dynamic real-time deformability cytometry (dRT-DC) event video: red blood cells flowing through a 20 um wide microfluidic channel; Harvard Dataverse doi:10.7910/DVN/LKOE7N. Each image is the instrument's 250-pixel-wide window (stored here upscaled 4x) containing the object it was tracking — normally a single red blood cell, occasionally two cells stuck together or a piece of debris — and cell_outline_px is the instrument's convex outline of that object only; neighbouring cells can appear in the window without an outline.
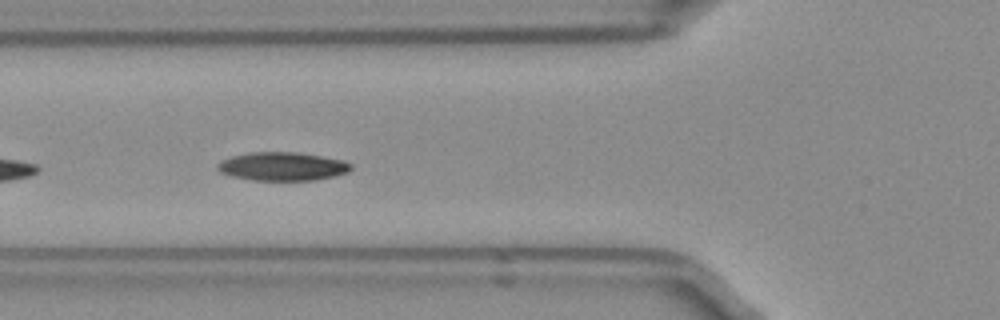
{"species": "Egyptian fruit bat (a non-hibernating species)", "species_latin": "Rousettus aegyptiacus", "temperature_condition": "room temperature", "stored_images_in_passage": 15, "camera_frame_rate_fps": 3000, "um_per_image_px": 0.085, "frame": {"image": 1, "passage_image": 5, "time_ms": 1.333, "image_size_px": [1000, 320], "cell_outline_px": [[352, 168], [348, 172], [316, 180], [252, 180], [232, 176], [220, 172], [216, 168], [216, 164], [220, 160], [232, 156], [248, 152], [296, 152], [324, 156], [344, 160], [352, 164]], "centroid_in_image_um": [23.99, 14.13], "position_along_channel_um": 101.8, "area_um2": 22.31}}